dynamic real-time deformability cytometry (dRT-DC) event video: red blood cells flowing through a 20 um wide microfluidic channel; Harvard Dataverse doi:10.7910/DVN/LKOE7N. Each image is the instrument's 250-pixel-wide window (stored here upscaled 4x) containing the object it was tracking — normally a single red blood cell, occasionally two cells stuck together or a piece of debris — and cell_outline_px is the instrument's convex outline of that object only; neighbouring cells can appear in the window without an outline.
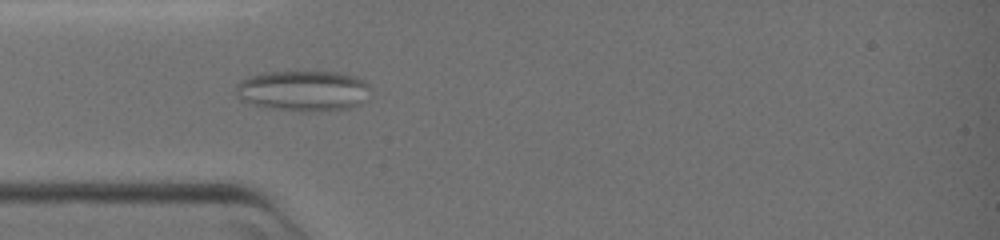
{"species": "common noctule bat (a hibernating species)", "species_latin": "Nyctalus noctula", "temperature_condition": "warm", "stored_images_in_passage": 50, "camera_frame_rate_fps": 3000, "um_per_image_px": 0.085, "animal": {"sex": "female", "body_mass_g": 19.0, "forearm_length_mm": 51.5}, "frame": {"image": 1, "passage_image": 4, "time_ms": 1.0, "image_size_px": [1000, 240], "cell_outline_px": [[372, 88], [368, 100], [352, 108], [312, 112], [300, 112], [264, 108], [240, 100], [236, 96], [236, 84], [252, 76], [264, 72], [336, 72], [356, 76], [364, 80]], "centroid_in_image_um": [25.83, 7.74], "position_along_channel_um": 59.2, "area_um2": 32.54}}
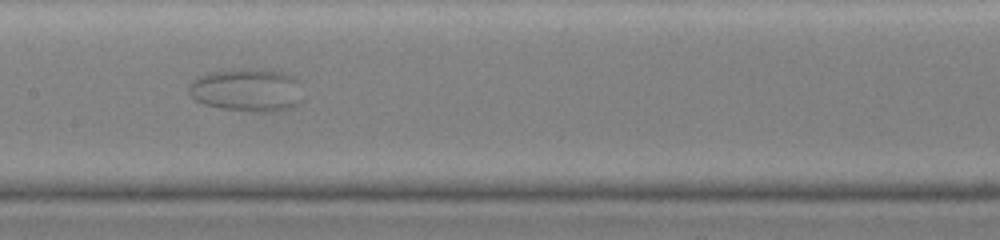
{"frame": {"image": 2, "passage_image": 17, "time_ms": 5.333, "image_size_px": [1000, 240], "cell_outline_px": [[304, 100], [300, 104], [292, 108], [272, 112], [256, 112], [220, 108], [204, 104], [196, 100], [188, 92], [188, 84], [192, 80], [200, 76], [212, 72], [256, 68], [280, 72], [292, 76], [296, 80]], "centroid_in_image_um": [21.01, 7.68], "position_along_channel_um": 186.4, "area_um2": 28.67}}
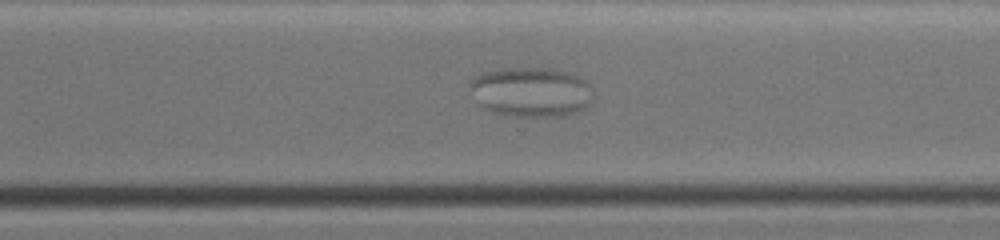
{"frame": {"image": 3, "passage_image": 31, "time_ms": 10.0, "image_size_px": [1000, 240], "cell_outline_px": [[596, 96], [592, 104], [580, 112], [564, 116], [512, 116], [492, 112], [484, 108], [480, 104], [468, 84], [476, 76], [484, 72], [500, 68], [548, 68], [564, 72], [576, 76], [584, 80], [592, 88]], "centroid_in_image_um": [45.21, 7.83], "position_along_channel_um": 325.4, "area_um2": 35.95}}